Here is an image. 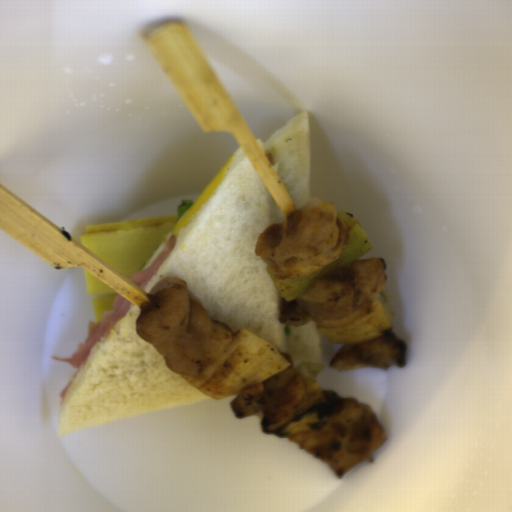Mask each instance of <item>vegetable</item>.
<instances>
[{
    "label": "vegetable",
    "mask_w": 512,
    "mask_h": 512,
    "mask_svg": "<svg viewBox=\"0 0 512 512\" xmlns=\"http://www.w3.org/2000/svg\"><path fill=\"white\" fill-rule=\"evenodd\" d=\"M289 365L274 344L240 328L233 334L231 346L200 377L178 376L205 396L218 400L238 395L245 387L282 373Z\"/></svg>",
    "instance_id": "obj_1"
},
{
    "label": "vegetable",
    "mask_w": 512,
    "mask_h": 512,
    "mask_svg": "<svg viewBox=\"0 0 512 512\" xmlns=\"http://www.w3.org/2000/svg\"><path fill=\"white\" fill-rule=\"evenodd\" d=\"M337 219L348 225L349 235L346 250L330 265L322 270L310 273L303 278H275V270L266 264V270L277 293L284 300L300 298L308 292L310 286L318 279L333 272L341 266L352 264L362 258L373 248V241L357 221L353 211L342 210Z\"/></svg>",
    "instance_id": "obj_2"
},
{
    "label": "vegetable",
    "mask_w": 512,
    "mask_h": 512,
    "mask_svg": "<svg viewBox=\"0 0 512 512\" xmlns=\"http://www.w3.org/2000/svg\"><path fill=\"white\" fill-rule=\"evenodd\" d=\"M393 326L394 322L377 294L357 312L332 322L316 323L320 335L330 343L343 345L380 338L392 331Z\"/></svg>",
    "instance_id": "obj_3"
},
{
    "label": "vegetable",
    "mask_w": 512,
    "mask_h": 512,
    "mask_svg": "<svg viewBox=\"0 0 512 512\" xmlns=\"http://www.w3.org/2000/svg\"><path fill=\"white\" fill-rule=\"evenodd\" d=\"M295 372L304 379L307 390L301 401L295 404L292 412L280 422H271L266 417L261 419L260 426L265 434L277 435L279 430L297 418L305 411L320 404L324 398V388L317 377L309 370L305 364H299L295 367Z\"/></svg>",
    "instance_id": "obj_4"
}]
</instances>
